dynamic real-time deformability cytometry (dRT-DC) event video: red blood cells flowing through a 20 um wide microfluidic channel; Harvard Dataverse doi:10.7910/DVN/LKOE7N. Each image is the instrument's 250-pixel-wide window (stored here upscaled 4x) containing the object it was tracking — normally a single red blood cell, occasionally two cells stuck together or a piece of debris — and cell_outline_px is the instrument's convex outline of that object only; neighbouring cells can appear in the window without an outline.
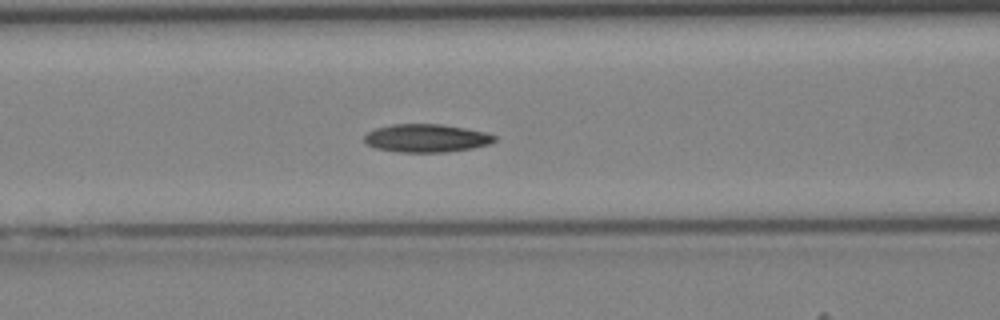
{"species": "Egyptian fruit bat (a non-hibernating species)", "species_latin": "Rousettus aegyptiacus", "temperature_condition": "cold", "stored_images_in_passage": 43, "camera_frame_rate_fps": 3000, "um_per_image_px": 0.085, "animal": {"sex": "female"}, "frame": {"image": 1, "passage_image": 18, "time_ms": 5.667, "image_size_px": [1000, 320], "cell_outline_px": [[496, 140], [492, 144], [472, 148], [448, 152], [396, 152], [376, 148], [368, 144], [364, 140], [364, 136], [368, 132], [376, 128], [392, 124], [440, 124], [464, 128], [484, 132], [496, 136]], "centroid_in_image_um": [36.25, 11.75], "position_along_channel_um": 130.3, "area_um2": 21.33}}
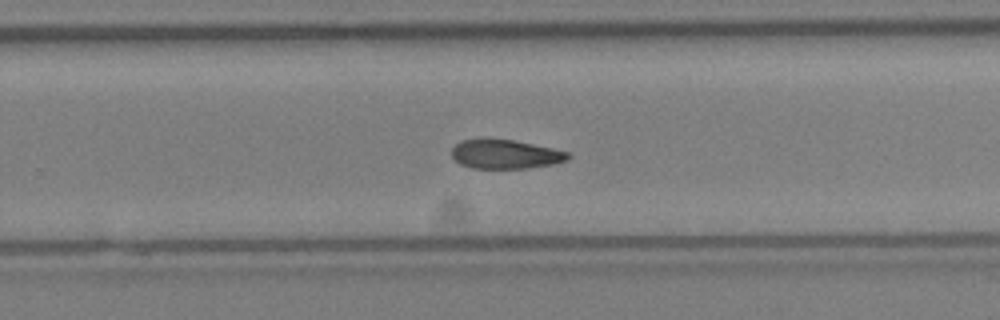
{"frame": {"image": 2, "passage_image": 28, "time_ms": 9.0, "image_size_px": [1000, 320], "cell_outline_px": [[572, 156], [568, 160], [556, 164], [528, 168], [472, 168], [460, 164], [452, 156], [452, 148], [460, 140], [512, 140], [552, 148], [568, 152]], "centroid_in_image_um": [43.0, 13.13], "position_along_channel_um": 286.8, "area_um2": 19.48}}
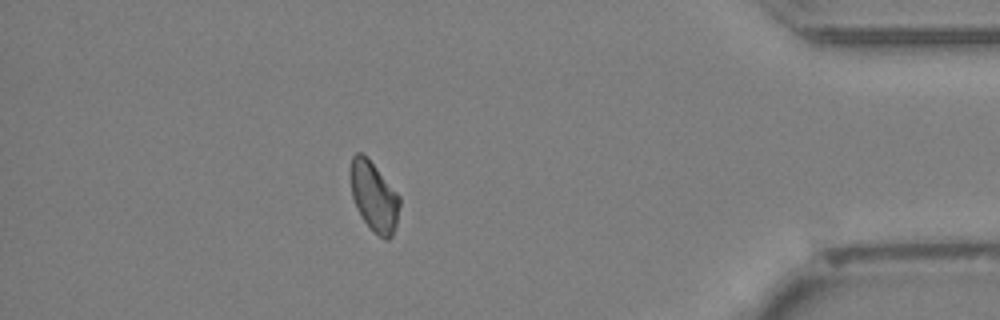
{"frame": {"image": 3, "passage_image": 38, "time_ms": 12.333, "image_size_px": [1000, 320], "cell_outline_px": [[400, 204], [396, 224], [392, 236], [388, 240], [384, 240], [364, 220], [356, 208], [352, 196], [348, 172], [352, 156], [356, 152], [360, 152], [376, 168], [400, 196]], "centroid_in_image_um": [31.76, 16.69], "position_along_channel_um": 403.4, "area_um2": 19.77}}